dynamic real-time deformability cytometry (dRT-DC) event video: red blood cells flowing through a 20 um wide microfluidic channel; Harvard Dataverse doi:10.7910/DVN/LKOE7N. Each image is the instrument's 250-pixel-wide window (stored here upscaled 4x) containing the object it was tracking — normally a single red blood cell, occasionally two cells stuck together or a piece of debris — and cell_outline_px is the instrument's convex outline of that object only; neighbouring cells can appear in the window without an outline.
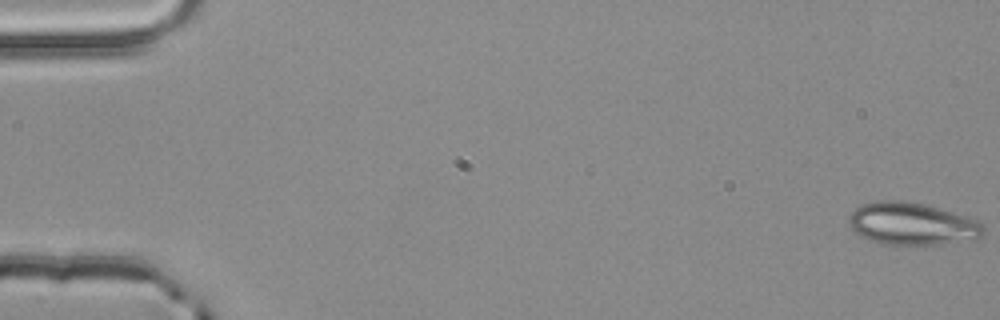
{"species": "common noctule bat (a hibernating species)", "species_latin": "Nyctalus noctula", "temperature_condition": "room temperature", "stored_images_in_passage": 55, "camera_frame_rate_fps": 3000, "um_per_image_px": 0.085, "animal": {"sex": "male", "body_mass_g": 20.4}, "frame": {"image": 1, "passage_image": 1, "time_ms": 0.0, "image_size_px": [1000, 320], "cell_outline_px": [[984, 236], [980, 240], [940, 244], [884, 244], [872, 240], [856, 232], [848, 224], [848, 216], [856, 208], [872, 200], [904, 200], [924, 204], [940, 208], [976, 220], [984, 224]], "centroid_in_image_um": [77.58, 19.02], "position_along_channel_um": 7.4, "area_um2": 33.41}}
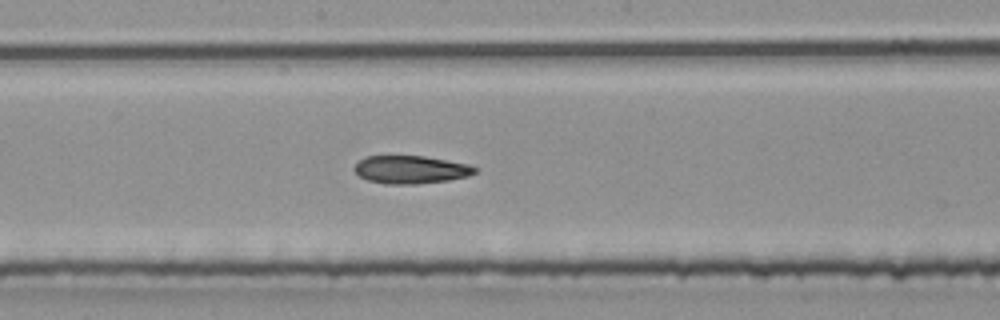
{"frame": {"image": 2, "passage_image": 30, "time_ms": 9.667, "image_size_px": [1000, 320], "cell_outline_px": [[476, 172], [468, 176], [448, 180], [416, 184], [388, 184], [368, 180], [360, 176], [352, 168], [364, 156], [424, 156], [468, 164], [476, 168]], "centroid_in_image_um": [34.89, 14.41], "position_along_channel_um": 213.3, "area_um2": 19.48}}
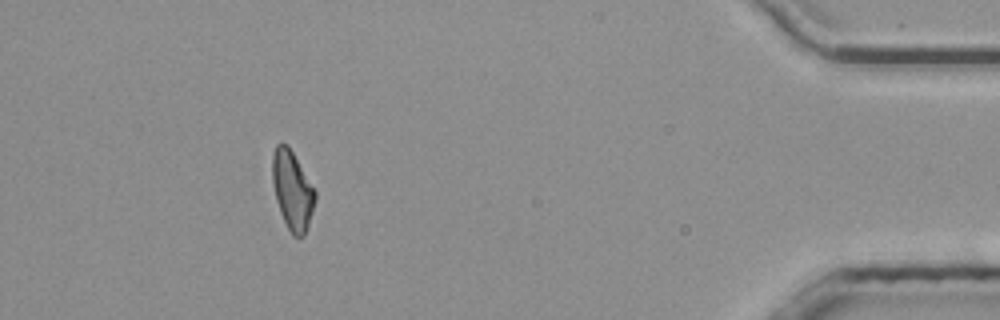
{"frame": {"image": 3, "passage_image": 50, "time_ms": 16.333, "image_size_px": [1000, 320], "cell_outline_px": [[316, 200], [308, 228], [304, 236], [292, 236], [280, 212], [276, 200], [272, 184], [272, 156], [276, 144], [288, 144], [316, 192]], "centroid_in_image_um": [24.85, 16.19], "position_along_channel_um": 410.4, "area_um2": 19.65}}